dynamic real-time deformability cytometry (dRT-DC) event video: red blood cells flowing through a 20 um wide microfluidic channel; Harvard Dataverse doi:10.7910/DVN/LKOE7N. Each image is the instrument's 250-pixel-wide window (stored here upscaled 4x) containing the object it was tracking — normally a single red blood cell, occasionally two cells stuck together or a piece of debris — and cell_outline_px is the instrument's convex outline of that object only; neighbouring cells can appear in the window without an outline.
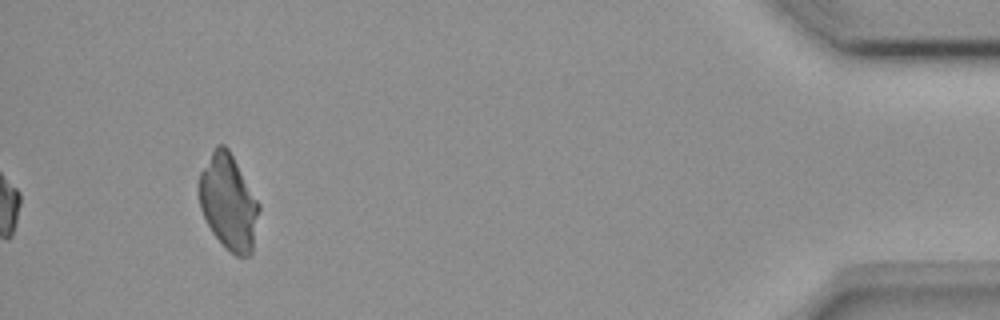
{"species": "common noctule bat (a hibernating species)", "species_latin": "Nyctalus noctula", "temperature_condition": "room temperature", "stored_images_in_passage": 46, "camera_frame_rate_fps": 3000, "um_per_image_px": 0.085, "animal": {"sex": "female", "body_mass_g": 18.4}, "frame": {"image": 1, "passage_image": 46, "time_ms": 15.0, "image_size_px": [1000, 320], "cell_outline_px": [[260, 208], [252, 252], [248, 256], [236, 256], [212, 232], [200, 208], [196, 184], [200, 172], [216, 144], [224, 144], [228, 148], [260, 204]], "centroid_in_image_um": [19.4, 17.15], "position_along_channel_um": 415.8, "area_um2": 33.23}}